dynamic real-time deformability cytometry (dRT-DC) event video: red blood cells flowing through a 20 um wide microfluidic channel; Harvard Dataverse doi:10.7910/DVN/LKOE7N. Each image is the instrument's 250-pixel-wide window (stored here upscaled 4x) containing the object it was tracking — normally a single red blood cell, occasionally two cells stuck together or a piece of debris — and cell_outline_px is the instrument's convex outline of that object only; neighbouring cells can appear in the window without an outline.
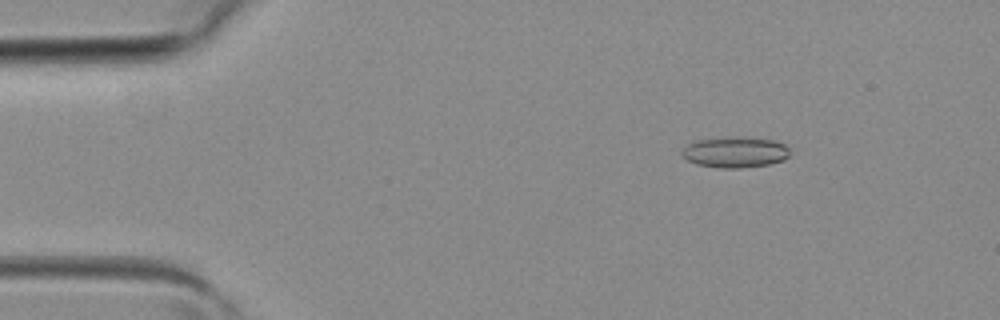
{"species": "common noctule bat (a hibernating species)", "species_latin": "Nyctalus noctula", "temperature_condition": "room temperature", "stored_images_in_passage": 3, "camera_frame_rate_fps": 3000, "um_per_image_px": 0.085, "animal": {"sex": "female", "body_mass_g": 19.3, "forearm_length_mm": 54.1}, "frame": {"image": 1, "passage_image": 1, "time_ms": 0.0, "image_size_px": [1000, 320], "cell_outline_px": [[788, 156], [784, 160], [768, 164], [740, 168], [720, 168], [696, 164], [688, 160], [680, 152], [688, 144], [696, 140], [772, 140], [784, 144], [788, 148]], "centroid_in_image_um": [62.47, 13.0], "position_along_channel_um": 22.5, "area_um2": 18.15}}
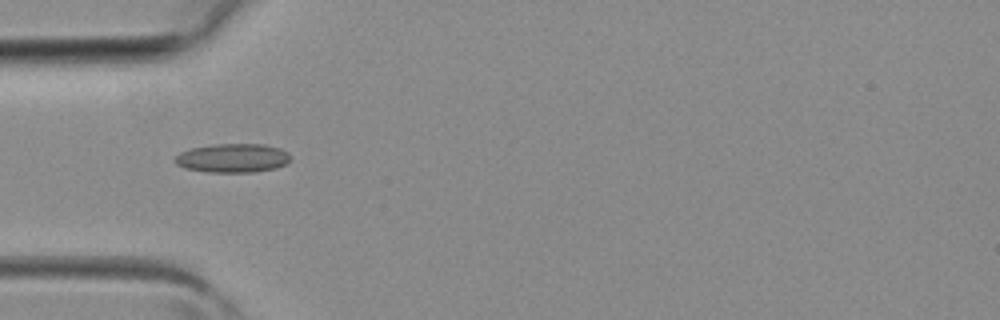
{"frame": {"image": 2, "passage_image": 2, "time_ms": 0.333, "image_size_px": [1000, 320], "cell_outline_px": [[288, 160], [284, 164], [276, 168], [252, 172], [208, 172], [184, 168], [176, 164], [172, 160], [180, 152], [192, 148], [216, 144], [264, 144], [280, 148], [288, 152]], "centroid_in_image_um": [19.74, 13.43], "position_along_channel_um": 65.3, "area_um2": 19.36}}
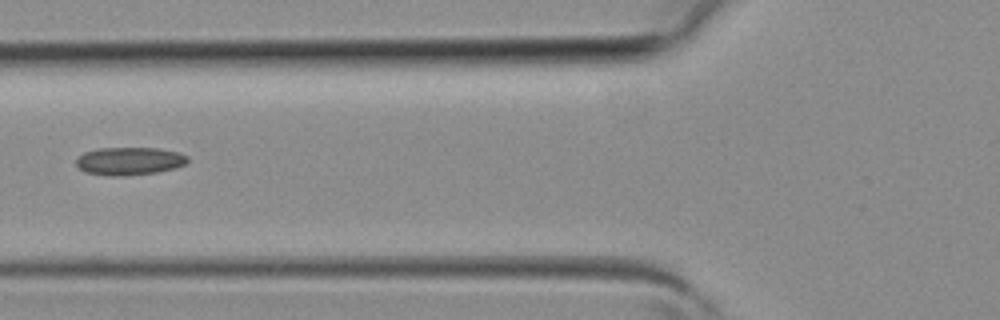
{"frame": {"image": 3, "passage_image": 3, "time_ms": 0.667, "image_size_px": [1000, 320], "cell_outline_px": [[188, 160], [184, 164], [176, 168], [156, 172], [124, 176], [108, 176], [84, 172], [76, 164], [76, 156], [84, 152], [100, 148], [156, 148], [180, 152], [188, 156]], "centroid_in_image_um": [10.98, 13.69], "position_along_channel_um": 114.8, "area_um2": 18.26}}